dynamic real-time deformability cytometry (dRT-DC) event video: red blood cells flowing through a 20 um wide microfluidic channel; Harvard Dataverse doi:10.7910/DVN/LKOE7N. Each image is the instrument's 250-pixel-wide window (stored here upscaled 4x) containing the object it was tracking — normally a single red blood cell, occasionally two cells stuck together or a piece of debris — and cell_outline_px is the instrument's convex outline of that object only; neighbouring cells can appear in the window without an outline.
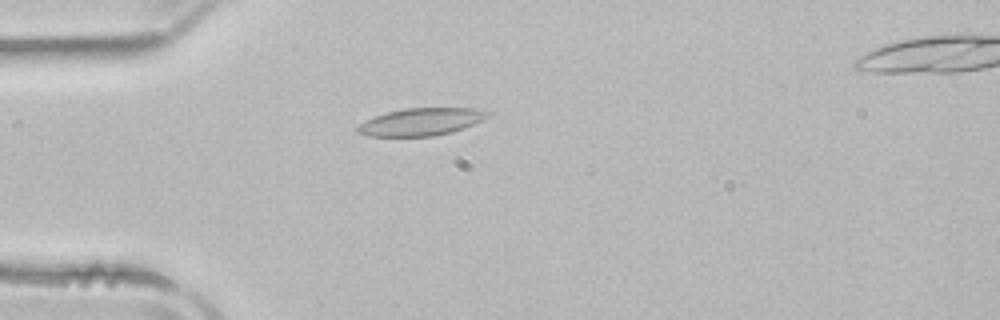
{"species": "common noctule bat (a hibernating species)", "species_latin": "Nyctalus noctula", "temperature_condition": "room temperature", "stored_images_in_passage": 53, "camera_frame_rate_fps": 3000, "um_per_image_px": 0.085, "animal": {"sex": "male", "body_mass_g": 21.5, "forearm_length_mm": 52.0}, "frame": {"image": 1, "passage_image": 14, "time_ms": 4.333, "image_size_px": [1000, 320], "cell_outline_px": [[492, 112], [488, 116], [464, 128], [452, 132], [432, 136], [368, 136], [356, 132], [356, 128], [360, 124], [372, 116], [384, 112], [404, 108], [480, 108]], "centroid_in_image_um": [35.77, 10.34], "position_along_channel_um": 49.2, "area_um2": 20.92}}
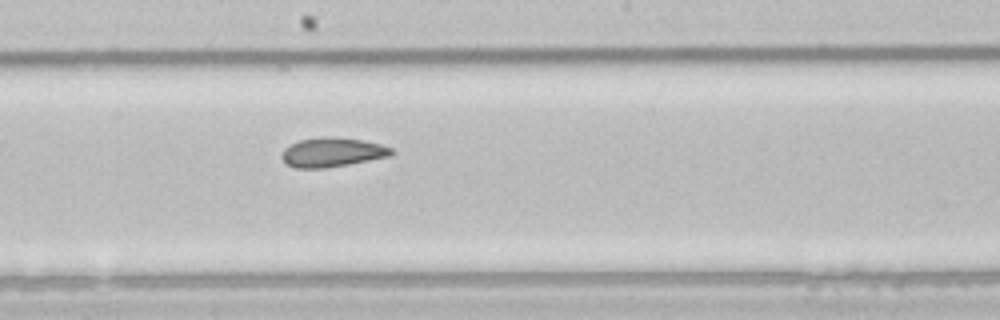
{"frame": {"image": 2, "passage_image": 28, "time_ms": 9.0, "image_size_px": [1000, 320], "cell_outline_px": [[396, 152], [392, 156], [348, 164], [324, 168], [296, 168], [288, 164], [280, 156], [284, 148], [300, 140], [324, 136], [332, 136], [360, 140], [380, 144], [392, 148]], "centroid_in_image_um": [28.27, 12.94], "position_along_channel_um": 219.9, "area_um2": 18.67}}
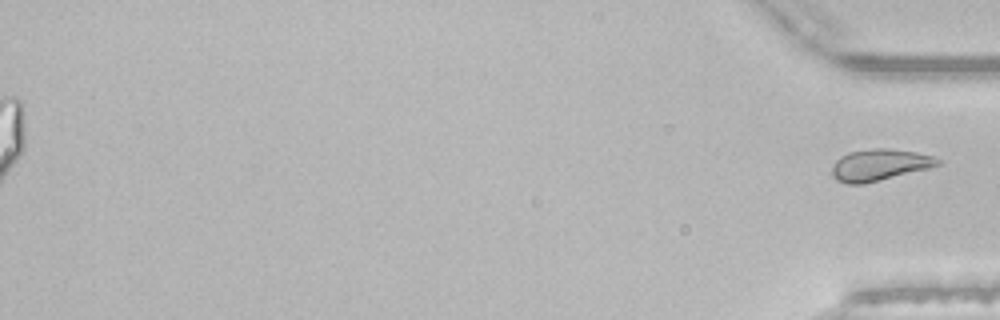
{"frame": {"image": 3, "passage_image": 53, "time_ms": 17.333, "image_size_px": [1000, 320], "cell_outline_px": [[944, 164], [864, 184], [848, 184], [836, 180], [832, 176], [832, 164], [840, 156], [848, 152], [872, 148], [888, 148], [916, 152], [932, 156], [944, 160]], "centroid_in_image_um": [74.76, 14.01], "position_along_channel_um": 360.4, "area_um2": 19.65}}